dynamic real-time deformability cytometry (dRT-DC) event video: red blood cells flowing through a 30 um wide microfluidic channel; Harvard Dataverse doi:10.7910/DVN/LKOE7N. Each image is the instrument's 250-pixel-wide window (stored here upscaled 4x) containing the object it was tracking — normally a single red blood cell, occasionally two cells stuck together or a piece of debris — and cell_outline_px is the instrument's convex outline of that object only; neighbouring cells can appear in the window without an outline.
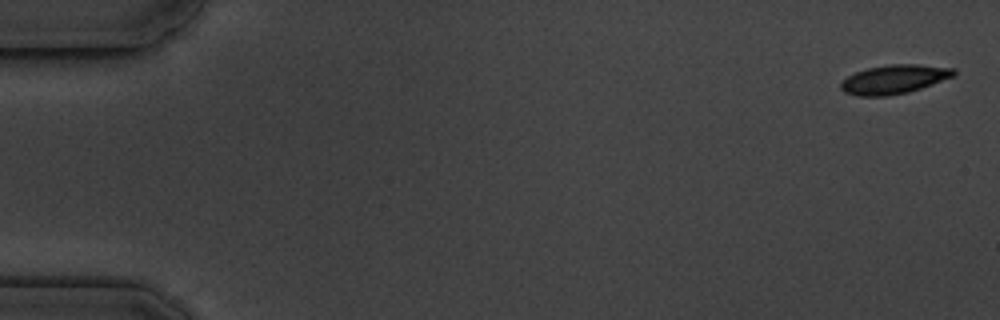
{"species": "common noctule bat (a hibernating species)", "species_latin": "Nyctalus noctula", "temperature_condition": "cold", "stored_images_in_passage": 4, "camera_frame_rate_fps": 3000, "um_per_image_px": 0.085, "animal": {"sex": "male", "body_mass_g": 19.5, "forearm_length_mm": 54.6}, "frame": {"image": 1, "passage_image": 1, "time_ms": 0.0, "image_size_px": [1000, 320], "cell_outline_px": [[956, 76], [908, 92], [888, 96], [856, 96], [844, 92], [840, 88], [840, 84], [848, 76], [856, 72], [868, 68], [892, 64], [916, 64], [956, 68]], "centroid_in_image_um": [76.03, 6.74], "position_along_channel_um": 9.0, "area_um2": 19.07}}